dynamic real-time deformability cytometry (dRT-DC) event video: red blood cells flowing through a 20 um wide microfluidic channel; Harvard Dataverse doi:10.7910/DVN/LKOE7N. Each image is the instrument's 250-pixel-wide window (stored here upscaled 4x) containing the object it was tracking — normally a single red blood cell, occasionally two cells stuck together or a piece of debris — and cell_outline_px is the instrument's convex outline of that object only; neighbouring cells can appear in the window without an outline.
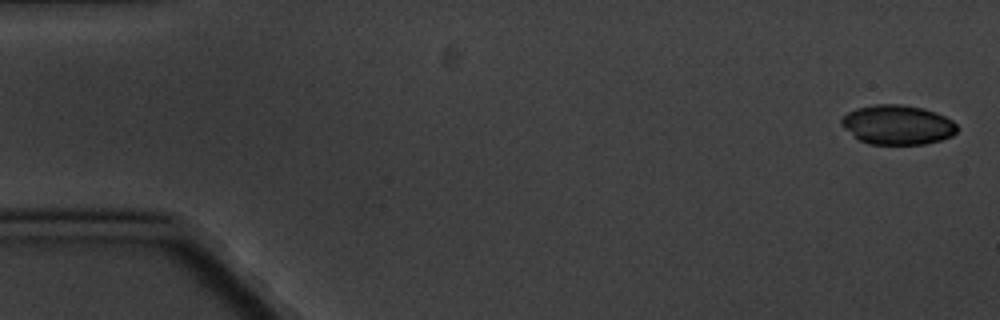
{"species": "common noctule bat (a hibernating species)", "species_latin": "Nyctalus noctula", "temperature_condition": "cold", "stored_images_in_passage": 5, "camera_frame_rate_fps": 3000, "um_per_image_px": 0.085, "animal": {"sex": "male", "body_mass_g": 20.1, "forearm_length_mm": 53.5}, "frame": {"image": 1, "passage_image": 1, "time_ms": 0.0, "image_size_px": [1000, 320], "cell_outline_px": [[956, 132], [952, 136], [940, 140], [924, 144], [868, 144], [860, 140], [844, 128], [840, 124], [840, 120], [848, 112], [856, 108], [876, 104], [900, 104], [924, 108], [936, 112], [952, 120], [956, 124]], "centroid_in_image_um": [76.28, 10.6], "position_along_channel_um": 8.7, "area_um2": 26.59}}
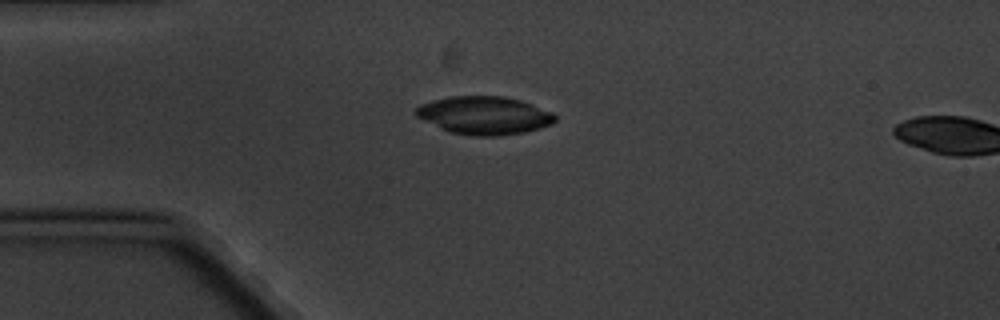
{"frame": {"image": 2, "passage_image": 4, "time_ms": 4.333, "image_size_px": [1000, 320], "cell_outline_px": [[556, 120], [552, 124], [540, 128], [524, 132], [500, 136], [472, 136], [448, 132], [416, 116], [412, 112], [420, 104], [432, 100], [448, 96], [504, 96], [520, 100], [552, 112], [556, 116]], "centroid_in_image_um": [41.14, 9.81], "position_along_channel_um": 43.9, "area_um2": 31.04}}